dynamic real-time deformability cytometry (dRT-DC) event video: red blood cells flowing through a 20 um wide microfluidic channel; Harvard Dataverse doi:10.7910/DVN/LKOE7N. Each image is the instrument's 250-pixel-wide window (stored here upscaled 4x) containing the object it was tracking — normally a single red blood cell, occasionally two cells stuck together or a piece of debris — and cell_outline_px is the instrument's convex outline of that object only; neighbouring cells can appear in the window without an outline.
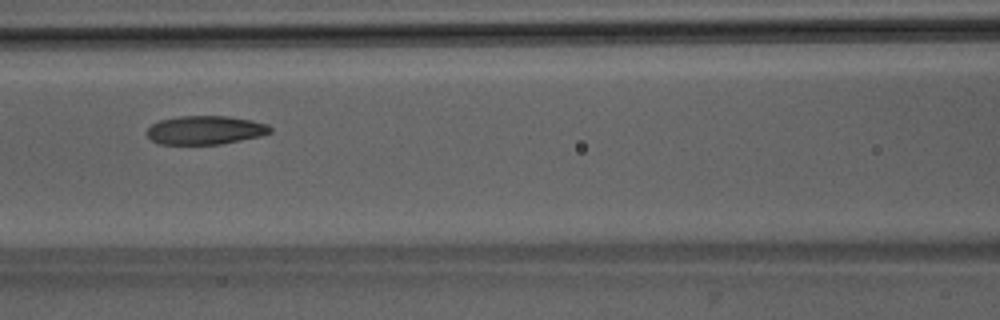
{"species": "Egyptian fruit bat (a non-hibernating species)", "species_latin": "Rousettus aegyptiacus", "temperature_condition": "room temperature", "stored_images_in_passage": 41, "camera_frame_rate_fps": 3000, "um_per_image_px": 0.085, "animal": {"sex": "male"}, "frame": {"image": 1, "passage_image": 13, "time_ms": 4.0, "image_size_px": [1000, 320], "cell_outline_px": [[272, 132], [260, 136], [220, 144], [160, 144], [152, 140], [148, 136], [148, 128], [152, 124], [160, 120], [180, 116], [228, 116], [252, 120], [268, 124], [272, 128]], "centroid_in_image_um": [17.48, 11.05], "position_along_channel_um": 149.1, "area_um2": 20.52}}
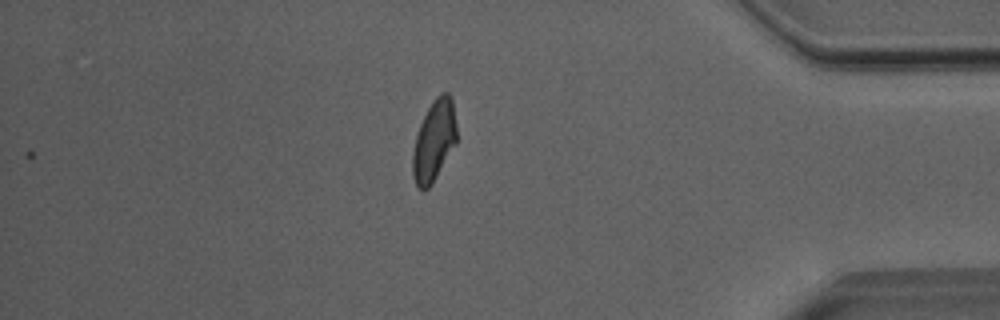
{"frame": {"image": 2, "passage_image": 34, "time_ms": 11.0, "image_size_px": [1000, 320], "cell_outline_px": [[456, 144], [432, 184], [424, 192], [416, 188], [412, 176], [412, 152], [416, 136], [420, 124], [432, 100], [440, 92], [448, 92], [452, 96], [456, 124]], "centroid_in_image_um": [36.88, 11.98], "position_along_channel_um": 398.3, "area_um2": 21.15}}
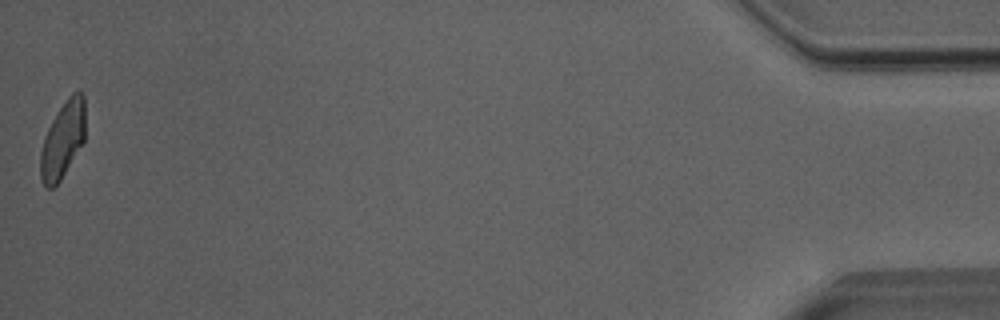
{"frame": {"image": 3, "passage_image": 41, "time_ms": 13.333, "image_size_px": [1000, 320], "cell_outline_px": [[84, 140], [60, 180], [52, 188], [48, 188], [44, 184], [40, 176], [40, 152], [48, 128], [52, 120], [68, 96], [72, 92], [80, 92], [84, 96]], "centroid_in_image_um": [5.32, 11.88], "position_along_channel_um": 429.9, "area_um2": 19.48}, "authors_computed_cell_mechanics": {"area_um2": 20.9236, "velocity_mm_per_s": 4.0372, "shape_relaxation_time_tau1_ms": 8.5776, "shape_relaxation_time_tau2_ms": 2.1291, "deformation_change_tau1": 0.2078, "deformation_change_tau2": 0.0909}}